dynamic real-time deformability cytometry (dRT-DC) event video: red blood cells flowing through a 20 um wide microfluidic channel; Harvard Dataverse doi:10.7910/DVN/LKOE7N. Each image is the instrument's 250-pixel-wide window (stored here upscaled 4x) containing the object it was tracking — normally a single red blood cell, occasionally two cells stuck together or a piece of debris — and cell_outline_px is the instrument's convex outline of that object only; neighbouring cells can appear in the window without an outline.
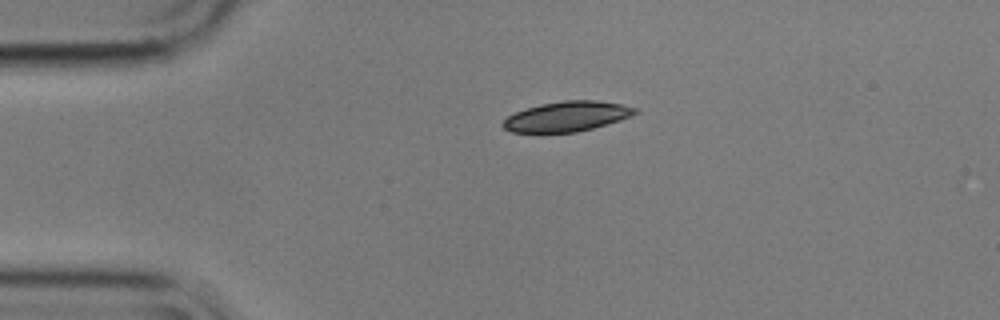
{"species": "common noctule bat (a hibernating species)", "species_latin": "Nyctalus noctula", "temperature_condition": "cold", "stored_images_in_passage": 2, "camera_frame_rate_fps": 3000, "um_per_image_px": 0.085, "animal": {"sex": "male", "body_mass_g": 17.9}, "frame": {"image": 1, "passage_image": 1, "time_ms": 0.0, "image_size_px": [1000, 320], "cell_outline_px": [[640, 112], [620, 120], [592, 128], [576, 132], [512, 132], [504, 128], [500, 124], [508, 116], [516, 112], [540, 104], [564, 100], [596, 100], [620, 104], [640, 108]], "centroid_in_image_um": [48.22, 9.89], "position_along_channel_um": 36.8, "area_um2": 23.0}}